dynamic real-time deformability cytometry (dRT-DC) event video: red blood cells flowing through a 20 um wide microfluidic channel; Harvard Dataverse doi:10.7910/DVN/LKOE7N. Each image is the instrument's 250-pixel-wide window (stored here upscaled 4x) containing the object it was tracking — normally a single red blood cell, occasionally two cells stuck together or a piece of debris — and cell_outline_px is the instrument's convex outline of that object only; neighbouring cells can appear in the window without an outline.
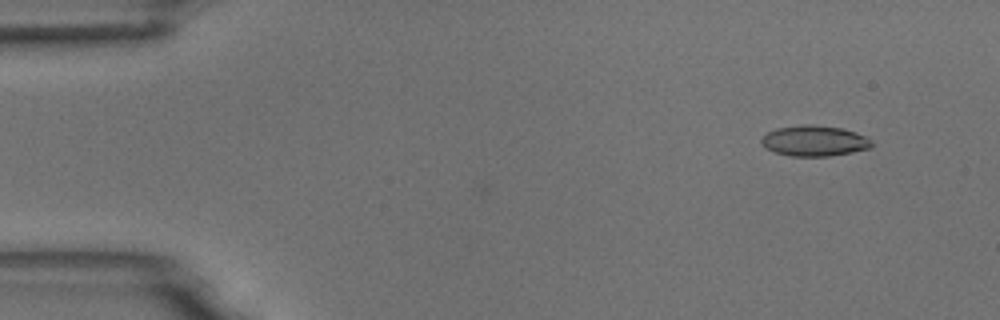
{"species": "common noctule bat (a hibernating species)", "species_latin": "Nyctalus noctula", "temperature_condition": "room temperature", "stored_images_in_passage": 5, "camera_frame_rate_fps": 3000, "um_per_image_px": 0.085, "animal": {"sex": "male", "body_mass_g": 18.8}, "frame": {"image": 1, "passage_image": 1, "time_ms": 0.0, "image_size_px": [1000, 320], "cell_outline_px": [[872, 148], [852, 152], [828, 156], [792, 156], [776, 152], [764, 148], [760, 144], [760, 140], [768, 132], [776, 128], [804, 124], [808, 124], [840, 128], [856, 132], [868, 136], [872, 140]], "centroid_in_image_um": [69.23, 11.97], "position_along_channel_um": 15.8, "area_um2": 19.77}}